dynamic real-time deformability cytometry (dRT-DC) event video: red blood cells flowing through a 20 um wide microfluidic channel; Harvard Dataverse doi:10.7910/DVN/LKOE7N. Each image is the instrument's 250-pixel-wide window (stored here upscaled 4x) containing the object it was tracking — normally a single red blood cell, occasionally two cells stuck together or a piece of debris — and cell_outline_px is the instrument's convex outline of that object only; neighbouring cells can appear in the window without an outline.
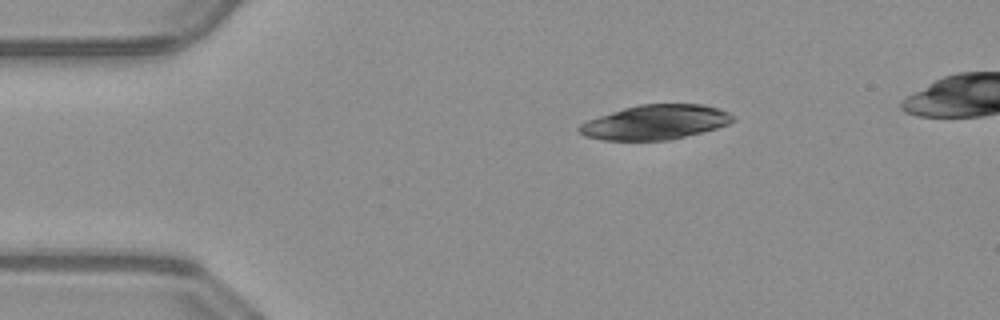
{"species": "common noctule bat (a hibernating species)", "species_latin": "Nyctalus noctula", "temperature_condition": "warm", "stored_images_in_passage": 8, "camera_frame_rate_fps": 3000, "um_per_image_px": 0.085, "animal": {"sex": "male", "body_mass_g": 23.1, "forearm_length_mm": 52.7}, "frame": {"image": 1, "passage_image": 1, "time_ms": 0.0, "image_size_px": [1000, 320], "cell_outline_px": [[732, 120], [716, 128], [668, 140], [604, 140], [588, 136], [580, 132], [580, 124], [588, 120], [624, 108], [640, 104], [700, 104], [716, 108], [732, 116]], "centroid_in_image_um": [55.66, 10.39], "position_along_channel_um": 29.3, "area_um2": 30.0}}